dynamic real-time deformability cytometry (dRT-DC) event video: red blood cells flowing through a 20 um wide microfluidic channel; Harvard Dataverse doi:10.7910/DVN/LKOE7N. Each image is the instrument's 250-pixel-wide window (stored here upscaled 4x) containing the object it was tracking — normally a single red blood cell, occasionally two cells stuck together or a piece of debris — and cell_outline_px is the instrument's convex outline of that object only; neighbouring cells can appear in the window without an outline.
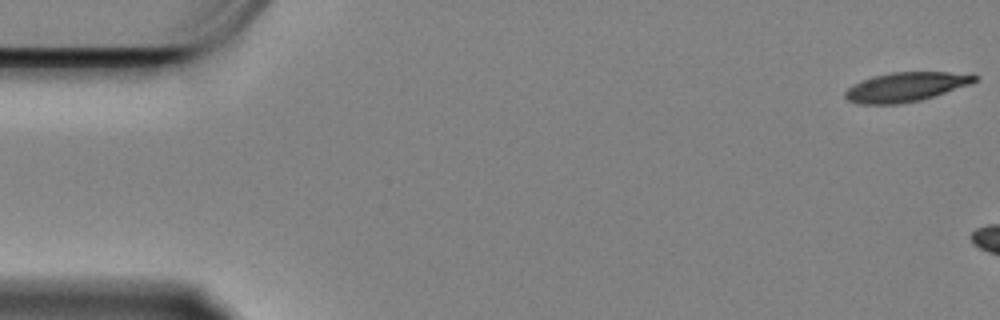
{"species": "Egyptian fruit bat (a non-hibernating species)", "species_latin": "Rousettus aegyptiacus", "temperature_condition": "cold", "stored_images_in_passage": 8, "camera_frame_rate_fps": 3000, "um_per_image_px": 0.085, "animal": {"sex": "female"}, "frame": {"image": 1, "passage_image": 1, "time_ms": 0.0, "image_size_px": [1000, 320], "cell_outline_px": [[980, 76], [972, 84], [920, 100], [900, 104], [860, 104], [848, 100], [844, 96], [844, 92], [852, 84], [872, 76], [892, 72], [948, 72]], "centroid_in_image_um": [76.96, 7.39], "position_along_channel_um": 8.0, "area_um2": 22.08}}